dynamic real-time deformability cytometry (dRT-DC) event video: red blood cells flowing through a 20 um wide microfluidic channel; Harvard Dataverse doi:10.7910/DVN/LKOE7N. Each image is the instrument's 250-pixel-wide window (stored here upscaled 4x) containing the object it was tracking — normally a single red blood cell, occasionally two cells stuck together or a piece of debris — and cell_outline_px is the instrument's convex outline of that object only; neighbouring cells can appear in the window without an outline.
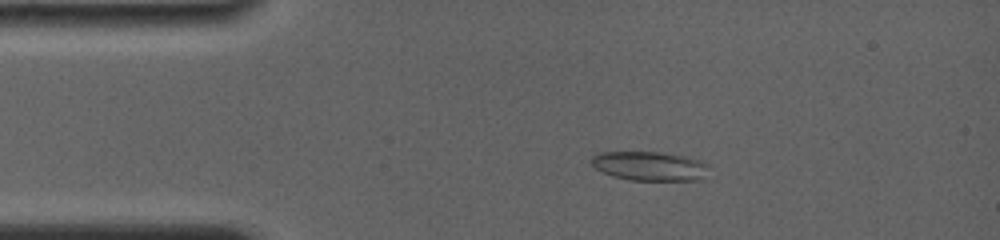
{"species": "common noctule bat (a hibernating species)", "species_latin": "Nyctalus noctula", "temperature_condition": "room temperature", "stored_images_in_passage": 41, "camera_frame_rate_fps": 4000, "um_per_image_px": 0.085, "animal": {"sex": "female", "body_mass_g": 19.0, "forearm_length_mm": 56.7}, "frame": {"image": 1, "passage_image": 7, "time_ms": 2.75, "image_size_px": [1000, 240], "cell_outline_px": [[708, 164], [704, 180], [628, 180], [612, 176], [596, 168], [592, 164], [592, 156], [596, 152], [660, 152], [684, 156], [704, 160]], "centroid_in_image_um": [55.25, 14.11], "position_along_channel_um": 29.8, "area_um2": 20.11}}
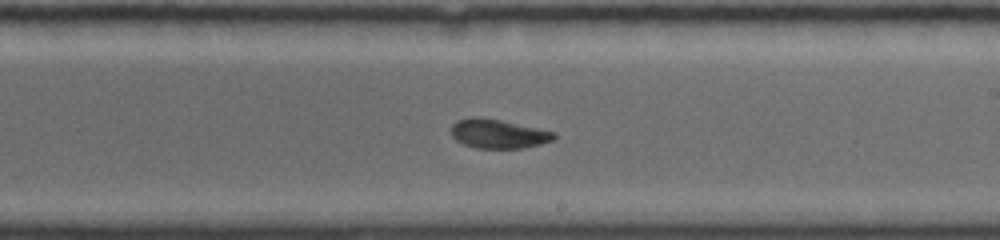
{"frame": {"image": 2, "passage_image": 24, "time_ms": 9.5, "image_size_px": [1000, 240], "cell_outline_px": [[556, 136], [552, 140], [540, 144], [524, 148], [476, 148], [464, 144], [456, 140], [452, 136], [448, 128], [456, 120], [472, 116], [480, 116], [500, 120], [556, 132]], "centroid_in_image_um": [42.29, 11.36], "position_along_channel_um": 246.7, "area_um2": 17.63}}
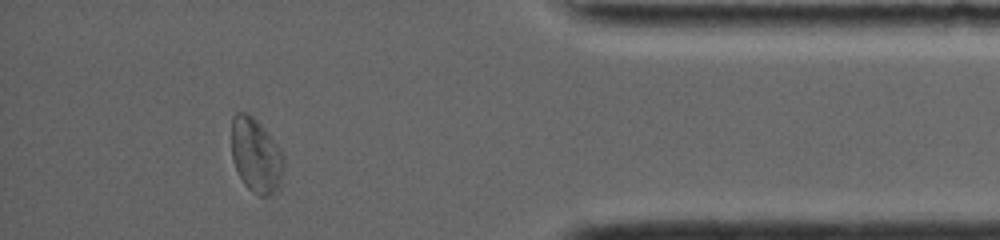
{"frame": {"image": 3, "passage_image": 37, "time_ms": 14.5, "image_size_px": [1000, 240], "cell_outline_px": [[284, 168], [280, 180], [276, 188], [268, 196], [260, 196], [252, 192], [244, 184], [236, 168], [232, 156], [232, 116], [236, 112], [248, 112], [264, 128], [276, 144], [284, 156]], "centroid_in_image_um": [21.74, 13.18], "position_along_channel_um": 413.5, "area_um2": 22.37}, "authors_computed_cell_mechanics": {"area_um2": 18.785, "velocity_mm_per_s": 3.8151, "shape_relaxation_time_tau1_ms": 6.1702, "shape_relaxation_time_tau2_ms": 4.7929, "deformation_change_tau1": 0.1324, "deformation_change_tau2": 0.0929}}